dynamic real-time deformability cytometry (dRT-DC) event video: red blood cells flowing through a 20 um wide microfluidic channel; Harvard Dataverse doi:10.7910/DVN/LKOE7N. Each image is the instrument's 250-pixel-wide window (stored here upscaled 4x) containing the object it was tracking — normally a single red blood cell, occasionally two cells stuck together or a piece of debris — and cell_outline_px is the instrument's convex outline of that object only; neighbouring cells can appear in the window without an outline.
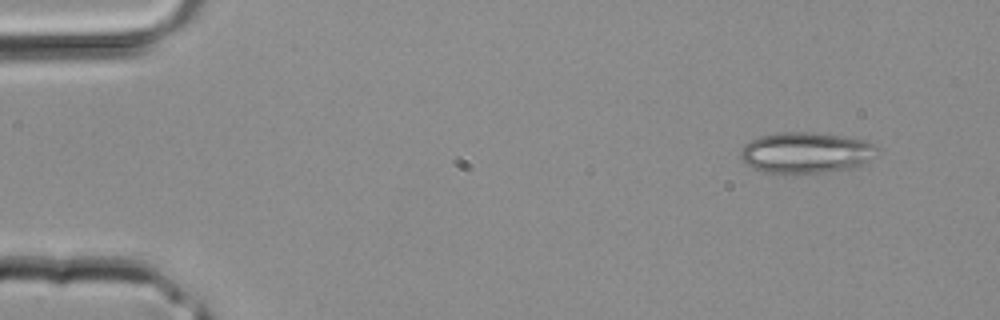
{"species": "common noctule bat (a hibernating species)", "species_latin": "Nyctalus noctula", "temperature_condition": "room temperature", "stored_images_in_passage": 3, "camera_frame_rate_fps": 3000, "um_per_image_px": 0.085, "animal": {"sex": "male", "body_mass_g": 20.4}, "frame": {"image": 1, "passage_image": 1, "time_ms": 0.0, "image_size_px": [1000, 320], "cell_outline_px": [[880, 148], [868, 160], [852, 168], [828, 172], [764, 172], [752, 168], [740, 156], [740, 152], [744, 144], [760, 136], [780, 132], [808, 132], [840, 136], [864, 140], [876, 144]], "centroid_in_image_um": [68.51, 12.96], "position_along_channel_um": 16.5, "area_um2": 32.14}}